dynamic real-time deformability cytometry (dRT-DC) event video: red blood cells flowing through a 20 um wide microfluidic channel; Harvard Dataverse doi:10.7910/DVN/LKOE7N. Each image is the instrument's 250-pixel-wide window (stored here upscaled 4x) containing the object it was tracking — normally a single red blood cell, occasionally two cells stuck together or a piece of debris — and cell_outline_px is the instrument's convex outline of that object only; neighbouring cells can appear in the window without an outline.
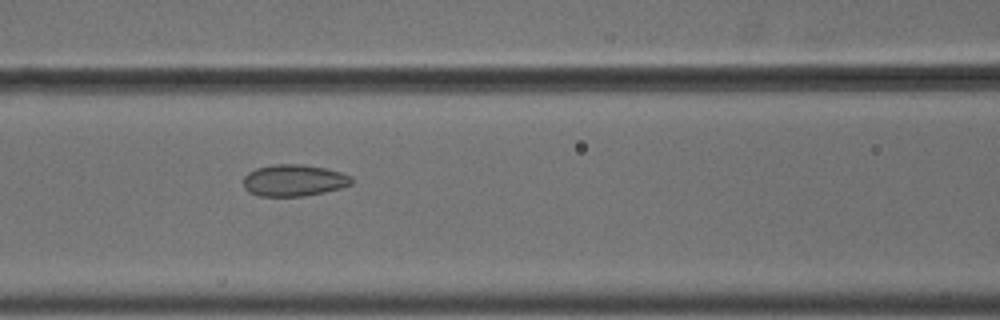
{"species": "common noctule bat (a hibernating species)", "species_latin": "Nyctalus noctula", "temperature_condition": "cold", "stored_images_in_passage": 8, "camera_frame_rate_fps": 3000, "um_per_image_px": 0.085, "animal": {"sex": "male", "body_mass_g": 18.8}, "frame": {"image": 1, "passage_image": 7, "time_ms": 2.0, "image_size_px": [1000, 320], "cell_outline_px": [[352, 184], [340, 188], [324, 192], [304, 196], [260, 196], [248, 192], [244, 188], [244, 176], [248, 172], [256, 168], [272, 164], [300, 164], [328, 168], [352, 176]], "centroid_in_image_um": [24.97, 15.32], "position_along_channel_um": 141.6, "area_um2": 20.11}}
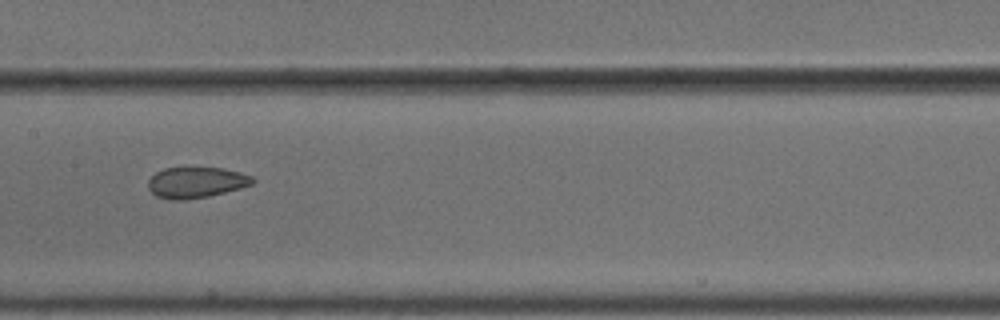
{"frame": {"image": 2, "passage_image": 8, "time_ms": 2.333, "image_size_px": [1000, 320], "cell_outline_px": [[256, 180], [252, 184], [240, 188], [208, 196], [184, 200], [172, 200], [156, 196], [148, 188], [148, 180], [156, 172], [164, 168], [224, 168], [240, 172], [252, 176]], "centroid_in_image_um": [16.67, 15.51], "position_along_channel_um": 190.7, "area_um2": 18.73}}